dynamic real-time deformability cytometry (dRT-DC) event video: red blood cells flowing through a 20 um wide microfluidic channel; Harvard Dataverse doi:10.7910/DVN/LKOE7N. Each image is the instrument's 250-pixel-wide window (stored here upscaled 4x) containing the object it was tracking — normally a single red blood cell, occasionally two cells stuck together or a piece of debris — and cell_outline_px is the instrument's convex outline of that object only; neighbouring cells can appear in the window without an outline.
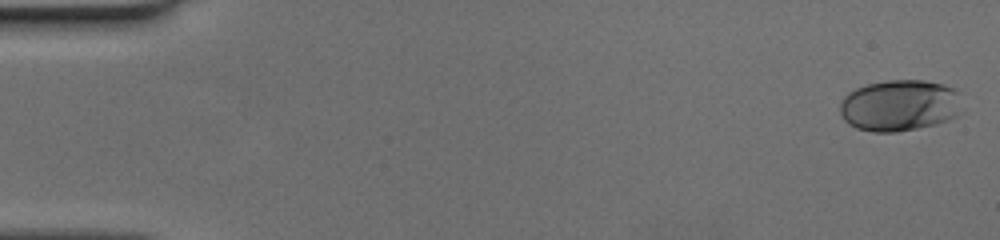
{"species": "human", "species_latin": "Homo sapiens", "temperature_condition": "cold", "stored_images_in_passage": 52, "camera_frame_rate_fps": 3000, "um_per_image_px": 0.085, "donor": {"sex": "female"}, "frame": {"image": 1, "passage_image": 2, "time_ms": 0.333, "image_size_px": [1000, 240], "cell_outline_px": [[964, 112], [948, 120], [936, 124], [896, 132], [872, 132], [856, 128], [848, 124], [844, 120], [840, 112], [840, 100], [848, 92], [856, 88], [868, 84], [888, 80], [924, 80], [944, 84], [956, 88], [960, 92]], "centroid_in_image_um": [76.52, 8.95], "position_along_channel_um": 8.5, "area_um2": 37.34}}
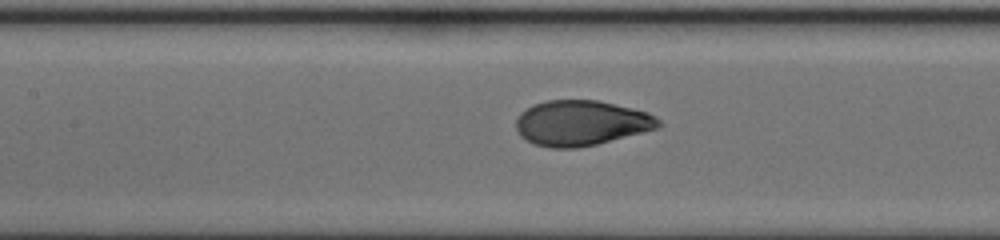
{"frame": {"image": 2, "passage_image": 25, "time_ms": 8.0, "image_size_px": [1000, 240], "cell_outline_px": [[660, 128], [596, 144], [576, 148], [552, 148], [536, 144], [520, 136], [516, 128], [516, 120], [520, 112], [532, 104], [548, 100], [596, 100], [632, 108], [648, 112], [656, 116], [660, 120]], "centroid_in_image_um": [49.4, 10.45], "position_along_channel_um": 158.0, "area_um2": 37.57}}
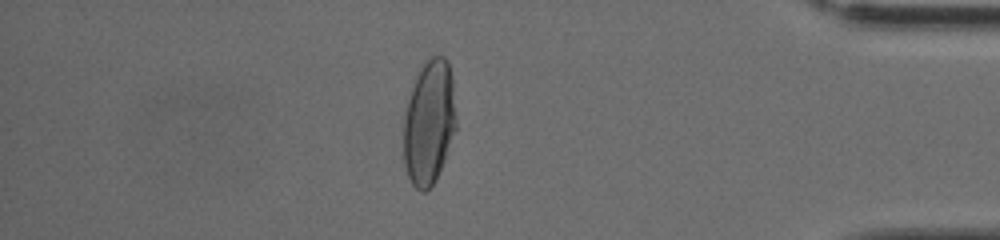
{"frame": {"image": 3, "passage_image": 45, "time_ms": 14.667, "image_size_px": [1000, 240], "cell_outline_px": [[456, 128], [444, 160], [436, 180], [424, 192], [420, 192], [412, 184], [408, 176], [404, 164], [404, 116], [408, 100], [416, 76], [420, 68], [428, 56], [444, 56], [448, 60], [452, 76], [456, 116]], "centroid_in_image_um": [36.48, 10.38], "position_along_channel_um": 398.7, "area_um2": 38.21}}